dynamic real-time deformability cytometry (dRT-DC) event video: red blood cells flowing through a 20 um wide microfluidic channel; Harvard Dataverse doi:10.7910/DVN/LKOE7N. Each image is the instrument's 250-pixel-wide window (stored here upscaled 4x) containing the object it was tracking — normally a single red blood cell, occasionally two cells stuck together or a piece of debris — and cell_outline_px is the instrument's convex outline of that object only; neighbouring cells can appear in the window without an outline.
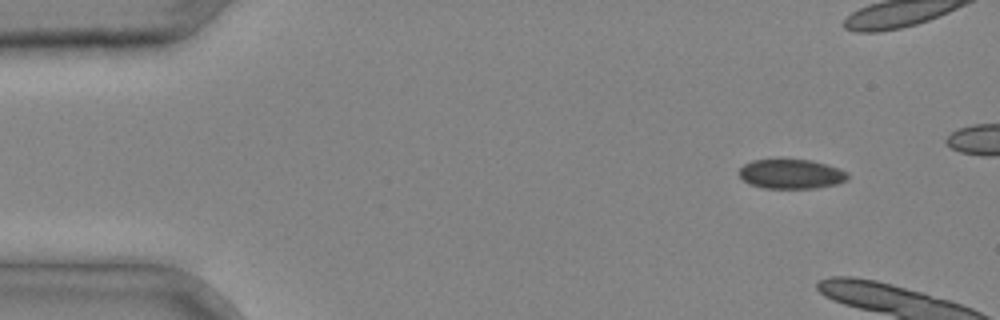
{"species": "common noctule bat (a hibernating species)", "species_latin": "Nyctalus noctula", "temperature_condition": "cold", "stored_images_in_passage": 5, "camera_frame_rate_fps": 3000, "um_per_image_px": 0.085, "animal": {"sex": "male", "body_mass_g": 20.4}, "frame": {"image": 1, "passage_image": 1, "time_ms": 0.0, "image_size_px": [1000, 320], "cell_outline_px": [[848, 180], [836, 184], [816, 188], [764, 188], [748, 184], [740, 176], [740, 168], [744, 164], [752, 160], [812, 160], [848, 172]], "centroid_in_image_um": [67.24, 14.8], "position_along_channel_um": 17.8, "area_um2": 18.5}}